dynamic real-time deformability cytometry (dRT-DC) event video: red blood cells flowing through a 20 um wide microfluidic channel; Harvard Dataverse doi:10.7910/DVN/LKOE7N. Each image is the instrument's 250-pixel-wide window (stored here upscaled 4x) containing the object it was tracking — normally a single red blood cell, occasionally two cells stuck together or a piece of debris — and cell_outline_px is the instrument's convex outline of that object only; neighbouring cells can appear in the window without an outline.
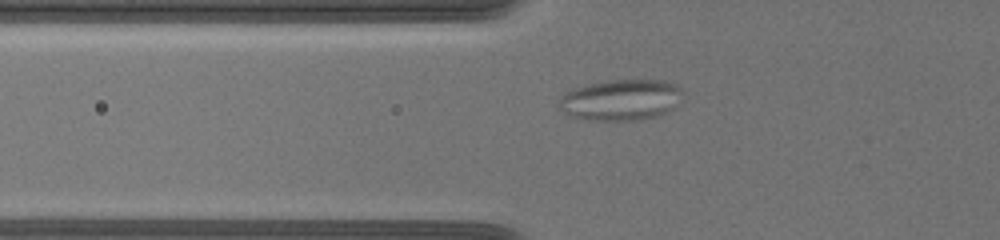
{"species": "common noctule bat (a hibernating species)", "species_latin": "Nyctalus noctula", "temperature_condition": "warm", "stored_images_in_passage": 40, "camera_frame_rate_fps": 3000, "um_per_image_px": 0.085, "animal": {"sex": "female", "body_mass_g": 19.5, "forearm_length_mm": 54.1}, "frame": {"image": 1, "passage_image": 4, "time_ms": 1.0, "image_size_px": [1000, 240], "cell_outline_px": [[684, 92], [672, 108], [664, 112], [652, 116], [636, 120], [588, 120], [572, 116], [564, 112], [560, 108], [560, 100], [568, 92], [576, 88], [608, 80], [664, 80], [680, 88]], "centroid_in_image_um": [52.78, 8.49], "position_along_channel_um": 73.0, "area_um2": 28.73}}
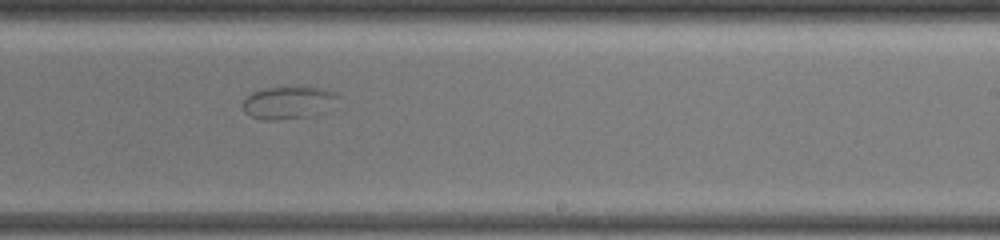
{"frame": {"image": 2, "passage_image": 20, "time_ms": 6.333, "image_size_px": [1000, 240], "cell_outline_px": [[340, 108], [304, 116], [280, 120], [260, 120], [244, 112], [244, 100], [252, 92], [264, 88], [320, 88], [332, 92], [340, 96]], "centroid_in_image_um": [24.61, 8.74], "position_along_channel_um": 264.4, "area_um2": 18.15}}
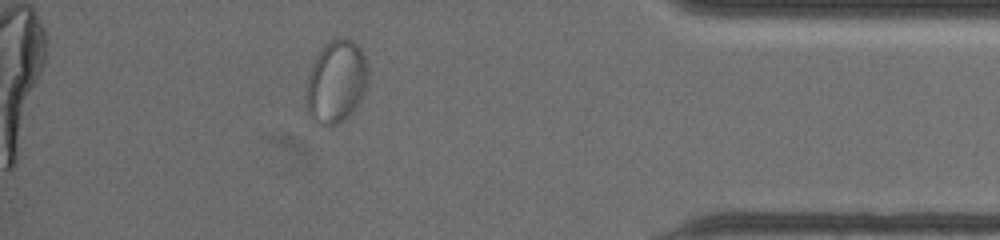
{"frame": {"image": 3, "passage_image": 34, "time_ms": 11.0, "image_size_px": [1000, 240], "cell_outline_px": [[368, 84], [356, 108], [344, 120], [336, 124], [320, 124], [308, 112], [308, 76], [312, 64], [320, 48], [324, 44], [332, 40], [352, 40], [360, 48], [364, 56], [368, 68]], "centroid_in_image_um": [28.61, 6.93], "position_along_channel_um": 406.6, "area_um2": 29.19}}